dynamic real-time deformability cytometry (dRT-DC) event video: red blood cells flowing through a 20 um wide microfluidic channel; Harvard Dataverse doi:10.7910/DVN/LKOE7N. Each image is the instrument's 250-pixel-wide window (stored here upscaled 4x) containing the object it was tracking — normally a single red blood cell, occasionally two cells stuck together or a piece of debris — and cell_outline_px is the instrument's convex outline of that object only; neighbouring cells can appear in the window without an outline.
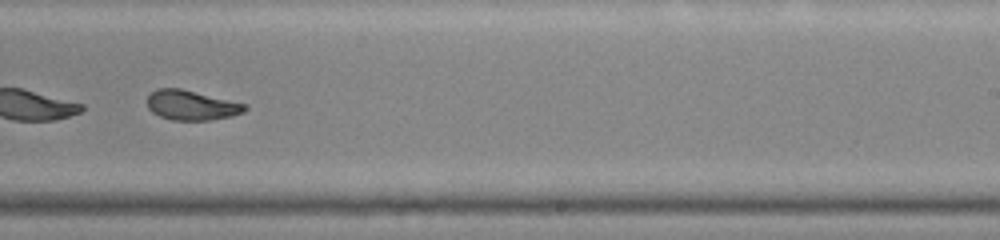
{"species": "common noctule bat (a hibernating species)", "species_latin": "Nyctalus noctula", "temperature_condition": "warm", "stored_images_in_passage": 39, "camera_frame_rate_fps": 3000, "um_per_image_px": 0.085, "animal": {"sex": "male", "body_mass_g": 20.0, "forearm_length_mm": 53.3}, "frame": {"image": 1, "passage_image": 28, "time_ms": 9.0, "image_size_px": [1000, 240], "cell_outline_px": [[248, 108], [244, 112], [232, 116], [212, 120], [172, 120], [160, 116], [152, 112], [148, 108], [148, 96], [156, 88], [180, 88], [248, 104]], "centroid_in_image_um": [16.31, 8.94], "position_along_channel_um": 272.7, "area_um2": 17.05}, "authors_computed_cell_mechanics": {"area_um2": 18.0914, "velocity_mm_per_s": 4.2686, "shape_relaxation_time_tau1_ms": 5.1761, "shape_relaxation_time_tau2_ms": 1.5176, "deformation_change_tau1": 0.1893, "deformation_change_tau2": 0.0734}}